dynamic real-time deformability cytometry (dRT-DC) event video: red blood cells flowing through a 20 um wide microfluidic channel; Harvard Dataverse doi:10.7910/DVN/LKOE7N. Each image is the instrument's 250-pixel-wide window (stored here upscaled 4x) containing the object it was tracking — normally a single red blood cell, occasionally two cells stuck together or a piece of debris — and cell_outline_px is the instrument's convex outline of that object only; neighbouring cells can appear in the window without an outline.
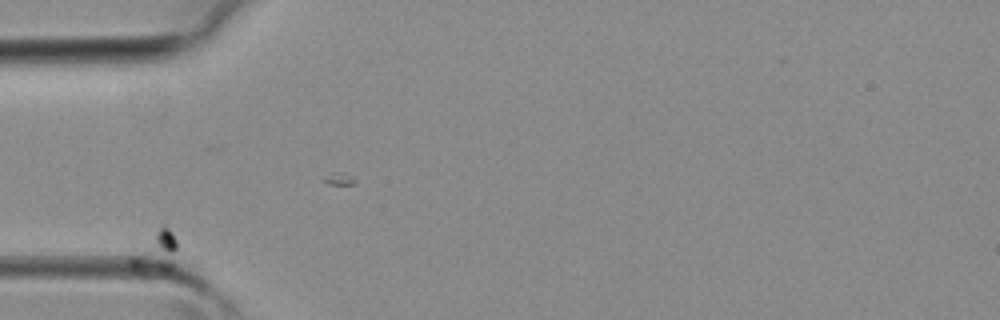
{"species": "common noctule bat (a hibernating species)", "species_latin": "Nyctalus noctula", "temperature_condition": "room temperature", "stored_images_in_passage": 2, "camera_frame_rate_fps": 3000, "um_per_image_px": 0.085, "animal": {"sex": "female", "body_mass_g": 19.3, "forearm_length_mm": 54.1}, "frame": {"image": 1, "passage_image": 1, "time_ms": 0.0, "image_size_px": [1000, 320], "cell_outline_px": [[176, 264], [168, 272], [136, 272], [128, 264], [128, 260], [160, 224], [164, 224], [172, 232], [176, 240]], "centroid_in_image_um": [13.25, 21.46], "position_along_channel_um": 71.8, "area_um2": 11.44}}